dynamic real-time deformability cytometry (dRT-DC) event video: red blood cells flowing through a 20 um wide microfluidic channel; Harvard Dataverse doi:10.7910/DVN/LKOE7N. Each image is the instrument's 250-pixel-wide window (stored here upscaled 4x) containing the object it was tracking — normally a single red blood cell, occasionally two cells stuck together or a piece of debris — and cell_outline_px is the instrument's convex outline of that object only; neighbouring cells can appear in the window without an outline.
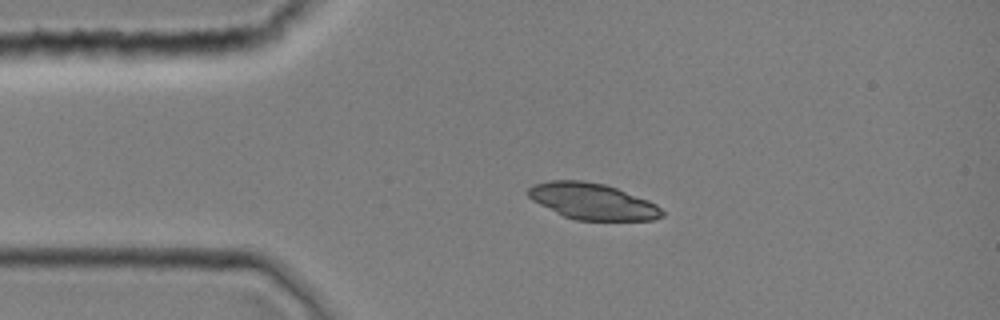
{"species": "common noctule bat (a hibernating species)", "species_latin": "Nyctalus noctula", "temperature_condition": "room temperature", "stored_images_in_passage": 38, "camera_frame_rate_fps": 3000, "um_per_image_px": 0.085, "animal": {"sex": "female", "body_mass_g": 19.0, "forearm_length_mm": 51.5}, "frame": {"image": 1, "passage_image": 7, "time_ms": 2.0, "image_size_px": [1000, 320], "cell_outline_px": [[664, 216], [652, 220], [576, 220], [564, 216], [532, 200], [528, 196], [528, 188], [532, 184], [548, 180], [584, 180], [604, 184], [616, 188], [648, 200], [656, 204], [664, 212]], "centroid_in_image_um": [50.35, 17.1], "position_along_channel_um": 34.7, "area_um2": 28.21}}
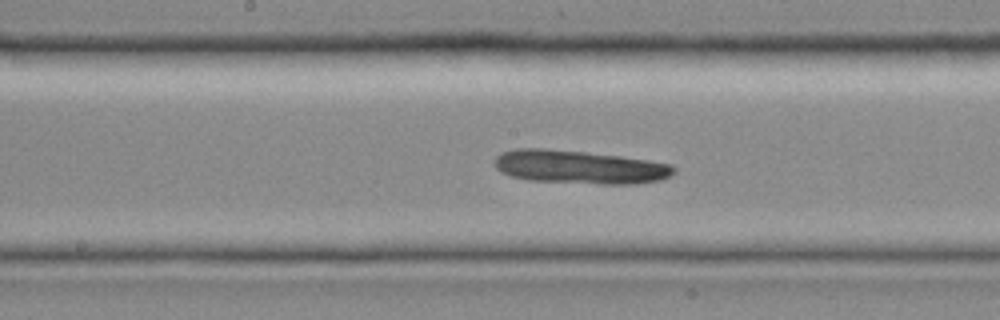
{"frame": {"image": 2, "passage_image": 19, "time_ms": 6.0, "image_size_px": [1000, 320], "cell_outline_px": [[676, 172], [660, 180], [636, 184], [600, 184], [528, 180], [512, 176], [500, 172], [496, 168], [496, 156], [500, 152], [516, 148], [548, 148], [620, 156], [648, 160], [672, 164], [676, 168]], "centroid_in_image_um": [49.26, 14.19], "position_along_channel_um": 198.9, "area_um2": 35.08}}
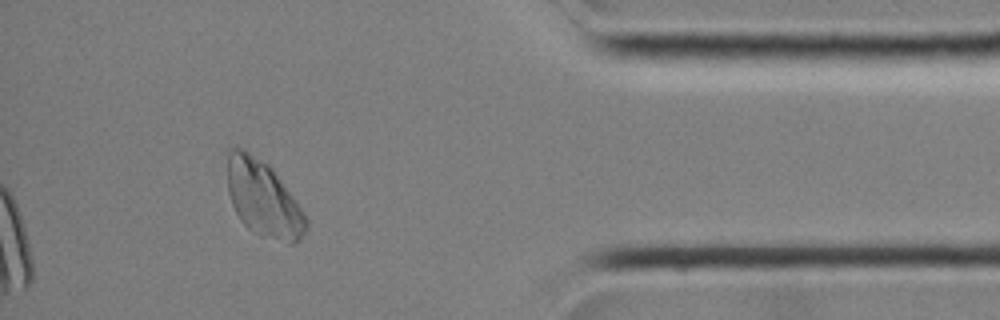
{"frame": {"image": 3, "passage_image": 34, "time_ms": 11.0, "image_size_px": [1000, 320], "cell_outline_px": [[308, 228], [300, 240], [292, 244], [288, 244], [260, 236], [252, 232], [240, 220], [232, 204], [228, 192], [228, 148], [232, 144], [236, 144], [244, 148], [268, 164], [272, 168], [304, 212], [308, 220]], "centroid_in_image_um": [22.38, 16.88], "position_along_channel_um": 412.8, "area_um2": 35.37}}